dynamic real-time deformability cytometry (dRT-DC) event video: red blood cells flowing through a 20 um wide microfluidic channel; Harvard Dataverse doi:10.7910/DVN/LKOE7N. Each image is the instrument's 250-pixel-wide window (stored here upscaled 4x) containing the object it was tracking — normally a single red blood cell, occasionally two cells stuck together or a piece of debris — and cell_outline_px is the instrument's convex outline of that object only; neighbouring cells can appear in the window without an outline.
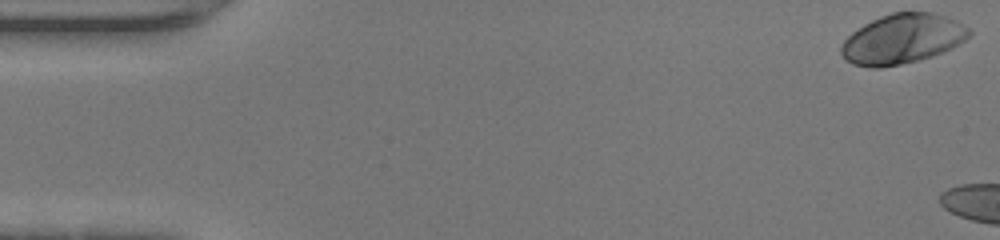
{"species": "human", "species_latin": "Homo sapiens", "temperature_condition": "warm", "stored_images_in_passage": 39, "camera_frame_rate_fps": 3000, "um_per_image_px": 0.085, "donor": {"sex": "female"}, "frame": {"image": 1, "passage_image": 1, "time_ms": 0.0, "image_size_px": [1000, 240], "cell_outline_px": [[972, 32], [964, 40], [952, 48], [916, 60], [900, 64], [880, 68], [872, 68], [852, 64], [840, 52], [840, 44], [852, 32], [864, 24], [880, 16], [892, 12], [932, 12], [956, 20], [968, 28]], "centroid_in_image_um": [76.67, 3.3], "position_along_channel_um": 8.3, "area_um2": 36.7}}
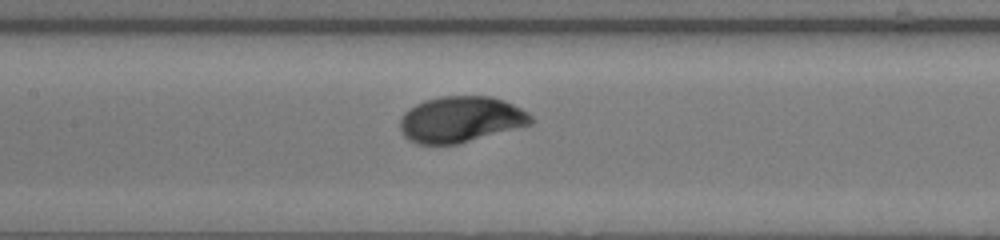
{"frame": {"image": 2, "passage_image": 22, "time_ms": 7.0, "image_size_px": [1000, 240], "cell_outline_px": [[536, 120], [532, 124], [456, 144], [416, 144], [408, 140], [400, 132], [400, 120], [404, 112], [408, 108], [424, 100], [440, 96], [492, 96], [504, 100], [528, 112]], "centroid_in_image_um": [39.14, 10.14], "position_along_channel_um": 168.3, "area_um2": 35.26}}
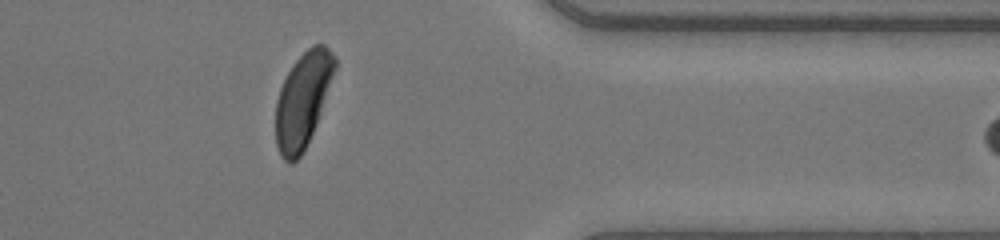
{"frame": {"image": 3, "passage_image": 38, "time_ms": 12.333, "image_size_px": [1000, 240], "cell_outline_px": [[336, 68], [316, 124], [300, 156], [292, 164], [288, 164], [280, 156], [276, 144], [276, 100], [280, 88], [292, 64], [312, 44], [324, 44], [336, 56]], "centroid_in_image_um": [25.73, 8.48], "position_along_channel_um": 385.7, "area_um2": 32.37}}